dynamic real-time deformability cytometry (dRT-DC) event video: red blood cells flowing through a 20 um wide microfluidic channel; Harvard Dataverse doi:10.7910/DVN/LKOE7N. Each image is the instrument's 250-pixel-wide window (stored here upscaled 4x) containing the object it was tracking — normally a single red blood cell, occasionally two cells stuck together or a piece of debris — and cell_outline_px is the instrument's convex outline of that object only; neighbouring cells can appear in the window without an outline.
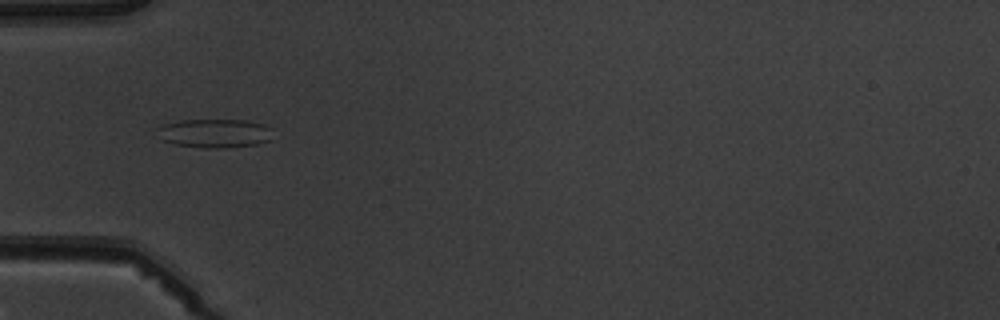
{"species": "common noctule bat (a hibernating species)", "species_latin": "Nyctalus noctula", "temperature_condition": "warm", "stored_images_in_passage": 6, "camera_frame_rate_fps": 3000, "um_per_image_px": 0.085, "animal": {"sex": "male", "body_mass_g": 19.5, "forearm_length_mm": 54.6}, "frame": {"image": 1, "passage_image": 4, "time_ms": 3.667, "image_size_px": [1000, 320], "cell_outline_px": [[272, 140], [256, 144], [224, 148], [204, 148], [176, 144], [160, 140], [156, 128], [164, 124], [180, 120], [248, 120], [264, 124], [272, 128]], "centroid_in_image_um": [18.26, 11.32], "position_along_channel_um": 66.7, "area_um2": 19.65}}
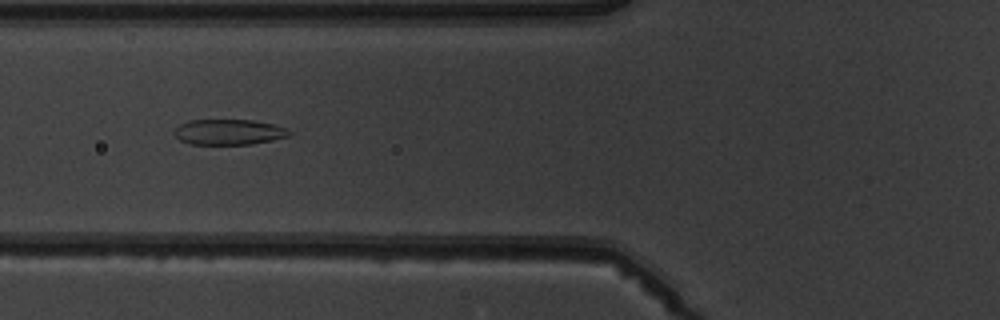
{"frame": {"image": 2, "passage_image": 5, "time_ms": 4.667, "image_size_px": [1000, 320], "cell_outline_px": [[292, 132], [288, 136], [272, 140], [252, 144], [188, 144], [180, 140], [172, 132], [180, 124], [188, 120], [252, 120], [272, 124], [288, 128]], "centroid_in_image_um": [19.44, 11.22], "position_along_channel_um": 106.4, "area_um2": 17.11}}
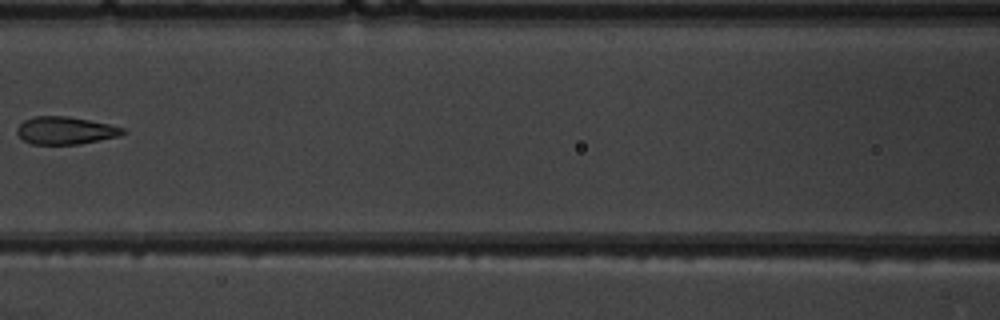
{"frame": {"image": 3, "passage_image": 6, "time_ms": 6.0, "image_size_px": [1000, 320], "cell_outline_px": [[128, 132], [120, 136], [80, 144], [32, 144], [24, 140], [16, 132], [16, 128], [24, 120], [32, 116], [68, 116], [108, 124], [124, 128]], "centroid_in_image_um": [5.57, 11.09], "position_along_channel_um": 161.0, "area_um2": 17.05}}